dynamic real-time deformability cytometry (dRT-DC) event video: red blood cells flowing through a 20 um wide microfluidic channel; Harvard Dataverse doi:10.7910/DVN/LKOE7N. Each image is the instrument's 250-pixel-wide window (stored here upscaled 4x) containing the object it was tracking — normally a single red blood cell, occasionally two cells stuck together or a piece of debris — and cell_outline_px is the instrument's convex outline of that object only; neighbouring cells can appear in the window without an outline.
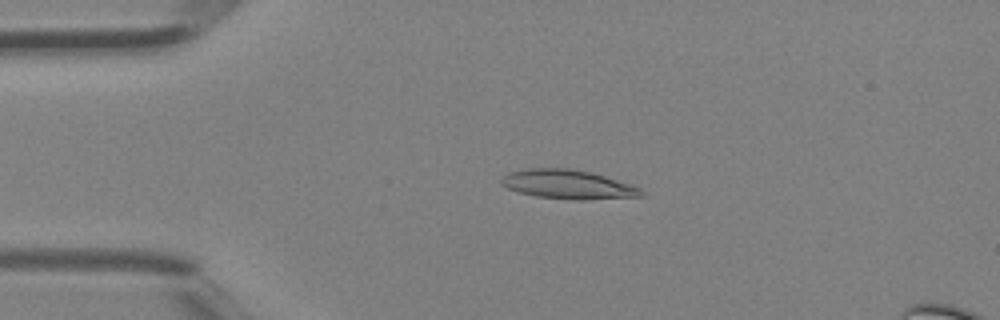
{"species": "Egyptian fruit bat (a non-hibernating species)", "species_latin": "Rousettus aegyptiacus", "temperature_condition": "room temperature", "stored_images_in_passage": 4, "camera_frame_rate_fps": 3000, "um_per_image_px": 0.085, "animal": {"sex": "female"}, "frame": {"image": 1, "passage_image": 3, "time_ms": 0.667, "image_size_px": [1000, 320], "cell_outline_px": [[644, 196], [580, 200], [536, 196], [520, 192], [508, 188], [500, 184], [500, 180], [508, 172], [528, 168], [568, 168], [592, 172], [632, 184], [640, 188], [644, 192]], "centroid_in_image_um": [48.29, 15.66], "position_along_channel_um": 36.7, "area_um2": 23.7}}